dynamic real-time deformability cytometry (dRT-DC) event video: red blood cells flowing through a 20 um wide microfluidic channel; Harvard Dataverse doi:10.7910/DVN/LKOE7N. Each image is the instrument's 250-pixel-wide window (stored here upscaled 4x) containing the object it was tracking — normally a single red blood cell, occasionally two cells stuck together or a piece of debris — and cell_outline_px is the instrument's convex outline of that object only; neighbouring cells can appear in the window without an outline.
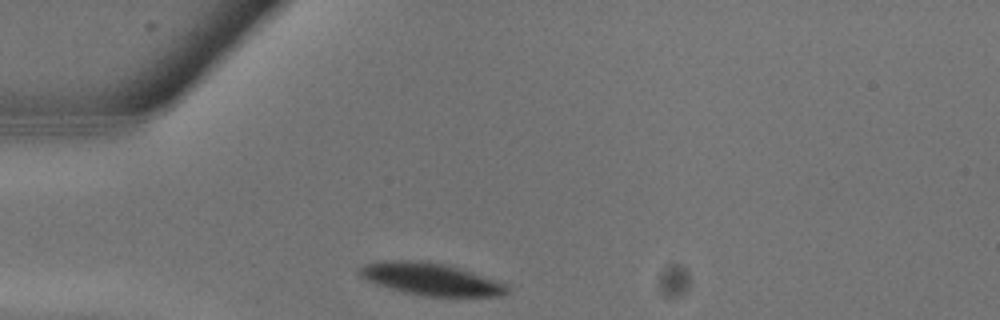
{"species": "common noctule bat (a hibernating species)", "species_latin": "Nyctalus noctula", "temperature_condition": "warm", "stored_images_in_passage": 10, "camera_frame_rate_fps": 3000, "um_per_image_px": 0.085, "animal": {"sex": "male", "body_mass_g": 13.3}, "frame": {"image": 1, "passage_image": 1, "time_ms": 0.0, "image_size_px": [1000, 320], "cell_outline_px": [[508, 292], [504, 296], [424, 296], [376, 284], [360, 276], [360, 268], [364, 264], [380, 260], [420, 260], [444, 264], [460, 268], [500, 280], [508, 284]], "centroid_in_image_um": [36.69, 23.71], "position_along_channel_um": 48.3, "area_um2": 27.74}}
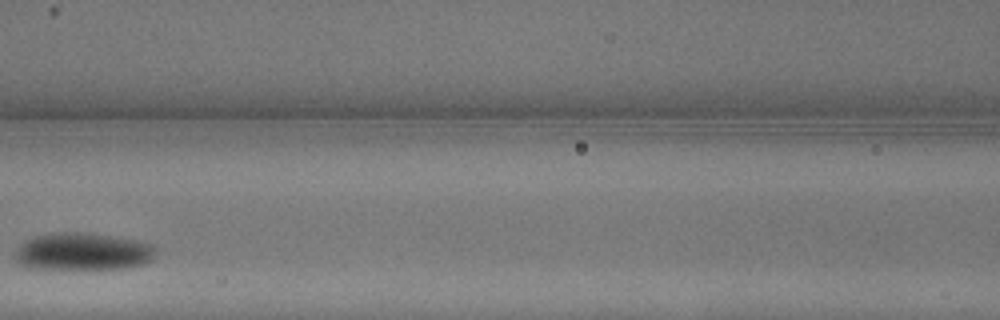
{"frame": {"image": 2, "passage_image": 6, "time_ms": 1.667, "image_size_px": [1000, 320], "cell_outline_px": [[156, 252], [152, 260], [144, 264], [132, 268], [36, 268], [20, 264], [16, 260], [12, 252], [24, 240], [36, 236], [64, 232], [84, 232], [112, 236], [136, 240], [152, 244], [156, 248]], "centroid_in_image_um": [7.06, 21.38], "position_along_channel_um": 159.5, "area_um2": 30.69}}
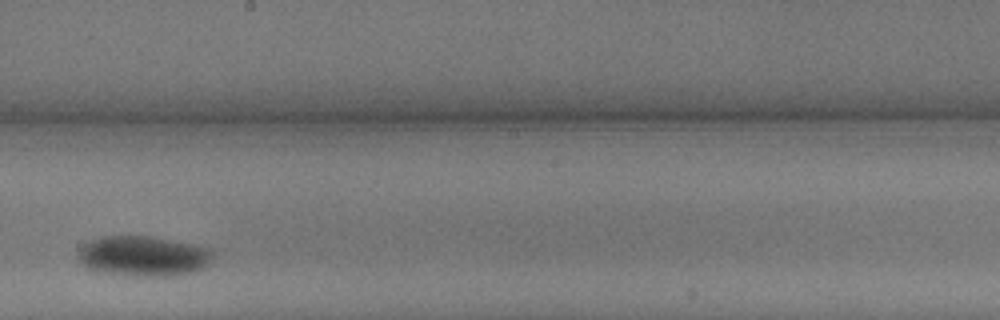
{"frame": {"image": 3, "passage_image": 9, "time_ms": 2.667, "image_size_px": [1000, 320], "cell_outline_px": [[216, 256], [204, 268], [196, 272], [172, 276], [136, 276], [96, 272], [88, 268], [76, 260], [76, 252], [84, 244], [100, 236], [148, 236], [192, 244], [212, 248], [216, 252]], "centroid_in_image_um": [12.19, 21.78], "position_along_channel_um": 236.0, "area_um2": 32.31}}